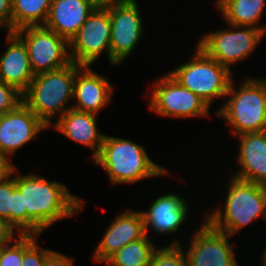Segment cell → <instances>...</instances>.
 Returning a JSON list of instances; mask_svg holds the SVG:
<instances>
[{
	"mask_svg": "<svg viewBox=\"0 0 266 266\" xmlns=\"http://www.w3.org/2000/svg\"><path fill=\"white\" fill-rule=\"evenodd\" d=\"M15 185L23 195L26 235H40L56 221L83 209L84 199L71 194L62 183L35 173L19 176L15 169Z\"/></svg>",
	"mask_w": 266,
	"mask_h": 266,
	"instance_id": "6da1fadb",
	"label": "cell"
},
{
	"mask_svg": "<svg viewBox=\"0 0 266 266\" xmlns=\"http://www.w3.org/2000/svg\"><path fill=\"white\" fill-rule=\"evenodd\" d=\"M95 165H102L112 185L133 184L143 179L167 175L169 171L148 157L144 147L128 139L106 136Z\"/></svg>",
	"mask_w": 266,
	"mask_h": 266,
	"instance_id": "7a4b0ae2",
	"label": "cell"
},
{
	"mask_svg": "<svg viewBox=\"0 0 266 266\" xmlns=\"http://www.w3.org/2000/svg\"><path fill=\"white\" fill-rule=\"evenodd\" d=\"M82 67L75 62L54 71L35 75L23 93V103L47 126L53 124V116L59 118L72 106H65L73 98L76 72Z\"/></svg>",
	"mask_w": 266,
	"mask_h": 266,
	"instance_id": "3957f363",
	"label": "cell"
},
{
	"mask_svg": "<svg viewBox=\"0 0 266 266\" xmlns=\"http://www.w3.org/2000/svg\"><path fill=\"white\" fill-rule=\"evenodd\" d=\"M228 184L223 212L217 208L204 220L214 229L231 236L259 216L266 219V186L234 176Z\"/></svg>",
	"mask_w": 266,
	"mask_h": 266,
	"instance_id": "277c9868",
	"label": "cell"
},
{
	"mask_svg": "<svg viewBox=\"0 0 266 266\" xmlns=\"http://www.w3.org/2000/svg\"><path fill=\"white\" fill-rule=\"evenodd\" d=\"M226 98L216 115L226 120L234 136L266 131V79L248 77L239 90L232 80Z\"/></svg>",
	"mask_w": 266,
	"mask_h": 266,
	"instance_id": "5b68a950",
	"label": "cell"
},
{
	"mask_svg": "<svg viewBox=\"0 0 266 266\" xmlns=\"http://www.w3.org/2000/svg\"><path fill=\"white\" fill-rule=\"evenodd\" d=\"M181 86L204 100L226 97L232 82L231 70L210 58L198 45L190 62L168 72Z\"/></svg>",
	"mask_w": 266,
	"mask_h": 266,
	"instance_id": "8992f818",
	"label": "cell"
},
{
	"mask_svg": "<svg viewBox=\"0 0 266 266\" xmlns=\"http://www.w3.org/2000/svg\"><path fill=\"white\" fill-rule=\"evenodd\" d=\"M227 25L231 30L224 29L206 33L197 45L210 58L230 70L232 64L235 65L237 61L247 58L254 51L266 33L250 26Z\"/></svg>",
	"mask_w": 266,
	"mask_h": 266,
	"instance_id": "52a82bcc",
	"label": "cell"
},
{
	"mask_svg": "<svg viewBox=\"0 0 266 266\" xmlns=\"http://www.w3.org/2000/svg\"><path fill=\"white\" fill-rule=\"evenodd\" d=\"M25 44L34 75L70 64L69 42L44 26H27L14 32Z\"/></svg>",
	"mask_w": 266,
	"mask_h": 266,
	"instance_id": "ba28073f",
	"label": "cell"
},
{
	"mask_svg": "<svg viewBox=\"0 0 266 266\" xmlns=\"http://www.w3.org/2000/svg\"><path fill=\"white\" fill-rule=\"evenodd\" d=\"M149 108L166 117H209V106L199 96L181 86L169 73L154 83Z\"/></svg>",
	"mask_w": 266,
	"mask_h": 266,
	"instance_id": "9c48e42d",
	"label": "cell"
},
{
	"mask_svg": "<svg viewBox=\"0 0 266 266\" xmlns=\"http://www.w3.org/2000/svg\"><path fill=\"white\" fill-rule=\"evenodd\" d=\"M111 21L109 10H93L87 21L69 42V54L72 62L82 66H91L106 52L111 63Z\"/></svg>",
	"mask_w": 266,
	"mask_h": 266,
	"instance_id": "30bf717a",
	"label": "cell"
},
{
	"mask_svg": "<svg viewBox=\"0 0 266 266\" xmlns=\"http://www.w3.org/2000/svg\"><path fill=\"white\" fill-rule=\"evenodd\" d=\"M136 0L109 9L111 65L125 61L143 35V22Z\"/></svg>",
	"mask_w": 266,
	"mask_h": 266,
	"instance_id": "8fae6325",
	"label": "cell"
},
{
	"mask_svg": "<svg viewBox=\"0 0 266 266\" xmlns=\"http://www.w3.org/2000/svg\"><path fill=\"white\" fill-rule=\"evenodd\" d=\"M229 237L204 220L185 254L187 266H239Z\"/></svg>",
	"mask_w": 266,
	"mask_h": 266,
	"instance_id": "7c38bea8",
	"label": "cell"
},
{
	"mask_svg": "<svg viewBox=\"0 0 266 266\" xmlns=\"http://www.w3.org/2000/svg\"><path fill=\"white\" fill-rule=\"evenodd\" d=\"M47 126L24 103L0 118V156L7 161L17 149L37 139Z\"/></svg>",
	"mask_w": 266,
	"mask_h": 266,
	"instance_id": "4fadbf2b",
	"label": "cell"
},
{
	"mask_svg": "<svg viewBox=\"0 0 266 266\" xmlns=\"http://www.w3.org/2000/svg\"><path fill=\"white\" fill-rule=\"evenodd\" d=\"M146 235L141 211L126 210L120 213L106 229L93 254L95 261L106 262L113 254L130 242Z\"/></svg>",
	"mask_w": 266,
	"mask_h": 266,
	"instance_id": "5bb4252c",
	"label": "cell"
},
{
	"mask_svg": "<svg viewBox=\"0 0 266 266\" xmlns=\"http://www.w3.org/2000/svg\"><path fill=\"white\" fill-rule=\"evenodd\" d=\"M90 67L82 66L76 72L73 98L78 102L72 105V108L97 115L110 103L113 86L104 76L92 71Z\"/></svg>",
	"mask_w": 266,
	"mask_h": 266,
	"instance_id": "9a60e30c",
	"label": "cell"
},
{
	"mask_svg": "<svg viewBox=\"0 0 266 266\" xmlns=\"http://www.w3.org/2000/svg\"><path fill=\"white\" fill-rule=\"evenodd\" d=\"M188 211L185 199L177 193H167L157 197L147 212L141 211L146 235H148V227L163 235L178 232L187 218Z\"/></svg>",
	"mask_w": 266,
	"mask_h": 266,
	"instance_id": "2e32d148",
	"label": "cell"
},
{
	"mask_svg": "<svg viewBox=\"0 0 266 266\" xmlns=\"http://www.w3.org/2000/svg\"><path fill=\"white\" fill-rule=\"evenodd\" d=\"M237 137L240 142L237 162L242 168L234 177L266 186V131Z\"/></svg>",
	"mask_w": 266,
	"mask_h": 266,
	"instance_id": "e0dca14e",
	"label": "cell"
},
{
	"mask_svg": "<svg viewBox=\"0 0 266 266\" xmlns=\"http://www.w3.org/2000/svg\"><path fill=\"white\" fill-rule=\"evenodd\" d=\"M57 120L50 127L92 149L93 158L99 154L105 135L97 130L96 114L71 108Z\"/></svg>",
	"mask_w": 266,
	"mask_h": 266,
	"instance_id": "ac0fdd59",
	"label": "cell"
},
{
	"mask_svg": "<svg viewBox=\"0 0 266 266\" xmlns=\"http://www.w3.org/2000/svg\"><path fill=\"white\" fill-rule=\"evenodd\" d=\"M93 10L90 0H52L43 26L70 42Z\"/></svg>",
	"mask_w": 266,
	"mask_h": 266,
	"instance_id": "d6986e66",
	"label": "cell"
},
{
	"mask_svg": "<svg viewBox=\"0 0 266 266\" xmlns=\"http://www.w3.org/2000/svg\"><path fill=\"white\" fill-rule=\"evenodd\" d=\"M9 47L0 57V81L24 93L35 77L24 42L13 32L7 33Z\"/></svg>",
	"mask_w": 266,
	"mask_h": 266,
	"instance_id": "ffe728a7",
	"label": "cell"
},
{
	"mask_svg": "<svg viewBox=\"0 0 266 266\" xmlns=\"http://www.w3.org/2000/svg\"><path fill=\"white\" fill-rule=\"evenodd\" d=\"M214 4L227 24L250 26L266 33V27L258 25L264 13L265 0H217Z\"/></svg>",
	"mask_w": 266,
	"mask_h": 266,
	"instance_id": "44dd1931",
	"label": "cell"
},
{
	"mask_svg": "<svg viewBox=\"0 0 266 266\" xmlns=\"http://www.w3.org/2000/svg\"><path fill=\"white\" fill-rule=\"evenodd\" d=\"M13 32L27 26H43L52 0H11Z\"/></svg>",
	"mask_w": 266,
	"mask_h": 266,
	"instance_id": "7402d4cb",
	"label": "cell"
},
{
	"mask_svg": "<svg viewBox=\"0 0 266 266\" xmlns=\"http://www.w3.org/2000/svg\"><path fill=\"white\" fill-rule=\"evenodd\" d=\"M148 235L130 242L113 254L105 263L107 266H149L157 247Z\"/></svg>",
	"mask_w": 266,
	"mask_h": 266,
	"instance_id": "603a6c76",
	"label": "cell"
},
{
	"mask_svg": "<svg viewBox=\"0 0 266 266\" xmlns=\"http://www.w3.org/2000/svg\"><path fill=\"white\" fill-rule=\"evenodd\" d=\"M19 239L13 238L10 245L6 244L0 249V266H22L24 250L35 240L39 235H18ZM11 242H13L11 244Z\"/></svg>",
	"mask_w": 266,
	"mask_h": 266,
	"instance_id": "cb8c5ba5",
	"label": "cell"
},
{
	"mask_svg": "<svg viewBox=\"0 0 266 266\" xmlns=\"http://www.w3.org/2000/svg\"><path fill=\"white\" fill-rule=\"evenodd\" d=\"M180 246V241L175 240L169 246L157 247L149 266H187L186 255Z\"/></svg>",
	"mask_w": 266,
	"mask_h": 266,
	"instance_id": "d4e9b609",
	"label": "cell"
},
{
	"mask_svg": "<svg viewBox=\"0 0 266 266\" xmlns=\"http://www.w3.org/2000/svg\"><path fill=\"white\" fill-rule=\"evenodd\" d=\"M9 226L20 235H26V209H24L23 195L16 187L12 191V203L9 210Z\"/></svg>",
	"mask_w": 266,
	"mask_h": 266,
	"instance_id": "484cf974",
	"label": "cell"
},
{
	"mask_svg": "<svg viewBox=\"0 0 266 266\" xmlns=\"http://www.w3.org/2000/svg\"><path fill=\"white\" fill-rule=\"evenodd\" d=\"M10 176H12V178ZM15 188V166H12L9 174L0 181V219L5 221L8 225L9 210L11 209L12 203V191Z\"/></svg>",
	"mask_w": 266,
	"mask_h": 266,
	"instance_id": "4316f807",
	"label": "cell"
},
{
	"mask_svg": "<svg viewBox=\"0 0 266 266\" xmlns=\"http://www.w3.org/2000/svg\"><path fill=\"white\" fill-rule=\"evenodd\" d=\"M23 103V93L16 87L0 81V115L15 110Z\"/></svg>",
	"mask_w": 266,
	"mask_h": 266,
	"instance_id": "83f0119b",
	"label": "cell"
},
{
	"mask_svg": "<svg viewBox=\"0 0 266 266\" xmlns=\"http://www.w3.org/2000/svg\"><path fill=\"white\" fill-rule=\"evenodd\" d=\"M51 251L39 247L35 239L23 252L22 266H44L46 256Z\"/></svg>",
	"mask_w": 266,
	"mask_h": 266,
	"instance_id": "f1b7e54d",
	"label": "cell"
},
{
	"mask_svg": "<svg viewBox=\"0 0 266 266\" xmlns=\"http://www.w3.org/2000/svg\"><path fill=\"white\" fill-rule=\"evenodd\" d=\"M0 27H6L7 33H13L11 0H0Z\"/></svg>",
	"mask_w": 266,
	"mask_h": 266,
	"instance_id": "f546056e",
	"label": "cell"
},
{
	"mask_svg": "<svg viewBox=\"0 0 266 266\" xmlns=\"http://www.w3.org/2000/svg\"><path fill=\"white\" fill-rule=\"evenodd\" d=\"M44 266H73V258H69L57 251L52 250L46 256Z\"/></svg>",
	"mask_w": 266,
	"mask_h": 266,
	"instance_id": "4dcf8cb0",
	"label": "cell"
},
{
	"mask_svg": "<svg viewBox=\"0 0 266 266\" xmlns=\"http://www.w3.org/2000/svg\"><path fill=\"white\" fill-rule=\"evenodd\" d=\"M132 0H90L94 10H109Z\"/></svg>",
	"mask_w": 266,
	"mask_h": 266,
	"instance_id": "1f68e13d",
	"label": "cell"
},
{
	"mask_svg": "<svg viewBox=\"0 0 266 266\" xmlns=\"http://www.w3.org/2000/svg\"><path fill=\"white\" fill-rule=\"evenodd\" d=\"M15 231L2 219H0V249L10 243Z\"/></svg>",
	"mask_w": 266,
	"mask_h": 266,
	"instance_id": "d6a6232c",
	"label": "cell"
},
{
	"mask_svg": "<svg viewBox=\"0 0 266 266\" xmlns=\"http://www.w3.org/2000/svg\"><path fill=\"white\" fill-rule=\"evenodd\" d=\"M12 166L13 164L10 161L0 156V181L9 174Z\"/></svg>",
	"mask_w": 266,
	"mask_h": 266,
	"instance_id": "836d02e7",
	"label": "cell"
},
{
	"mask_svg": "<svg viewBox=\"0 0 266 266\" xmlns=\"http://www.w3.org/2000/svg\"><path fill=\"white\" fill-rule=\"evenodd\" d=\"M262 255H263V257L261 258L262 259V265L263 266H266V247H265V250H264V252H262Z\"/></svg>",
	"mask_w": 266,
	"mask_h": 266,
	"instance_id": "e575fe53",
	"label": "cell"
}]
</instances>
